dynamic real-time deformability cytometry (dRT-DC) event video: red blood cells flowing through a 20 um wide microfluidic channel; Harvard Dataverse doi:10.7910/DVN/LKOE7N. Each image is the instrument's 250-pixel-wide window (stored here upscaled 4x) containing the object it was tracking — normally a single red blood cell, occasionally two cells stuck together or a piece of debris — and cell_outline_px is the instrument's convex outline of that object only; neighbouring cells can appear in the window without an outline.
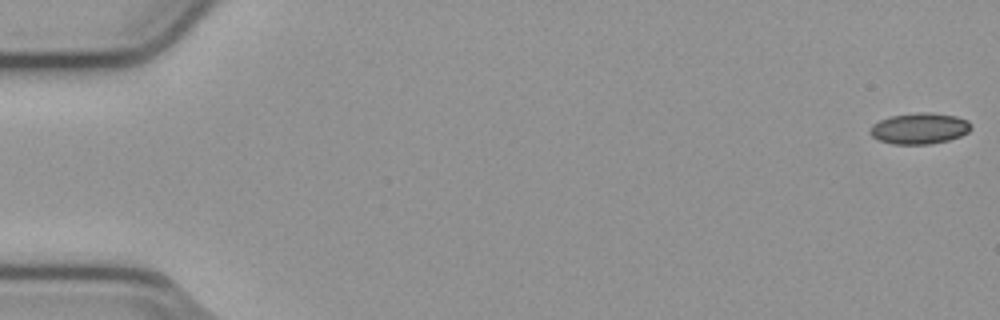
{"species": "common noctule bat (a hibernating species)", "species_latin": "Nyctalus noctula", "temperature_condition": "cold", "stored_images_in_passage": 55, "camera_frame_rate_fps": 3000, "um_per_image_px": 0.085, "animal": {"sex": "male", "body_mass_g": 23.1, "forearm_length_mm": 52.7}, "frame": {"image": 1, "passage_image": 1, "time_ms": 0.0, "image_size_px": [1000, 320], "cell_outline_px": [[972, 128], [968, 132], [960, 136], [948, 140], [928, 144], [892, 144], [880, 140], [872, 136], [868, 132], [868, 128], [872, 124], [880, 120], [892, 116], [920, 112], [928, 112], [956, 116], [968, 120], [972, 124]], "centroid_in_image_um": [78.15, 10.91], "position_along_channel_um": 6.8, "area_um2": 18.32}}
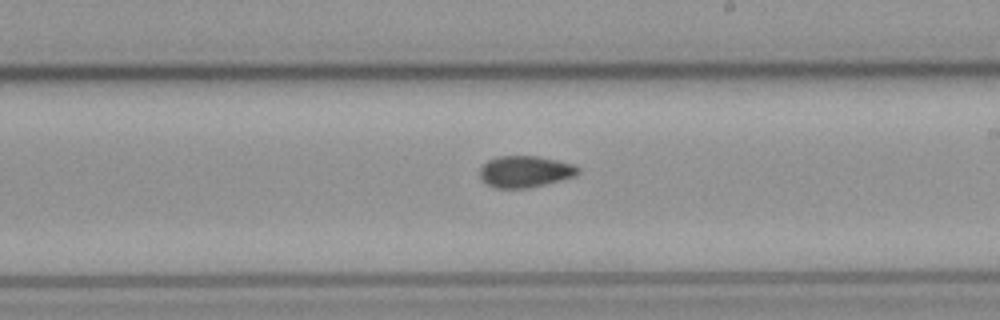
{"frame": {"image": 2, "passage_image": 32, "time_ms": 10.333, "image_size_px": [1000, 320], "cell_outline_px": [[580, 172], [572, 176], [560, 180], [544, 184], [524, 188], [492, 188], [480, 176], [480, 168], [488, 160], [496, 156], [536, 156], [556, 160], [572, 164], [580, 168]], "centroid_in_image_um": [44.6, 14.57], "position_along_channel_um": 244.4, "area_um2": 17.8}}
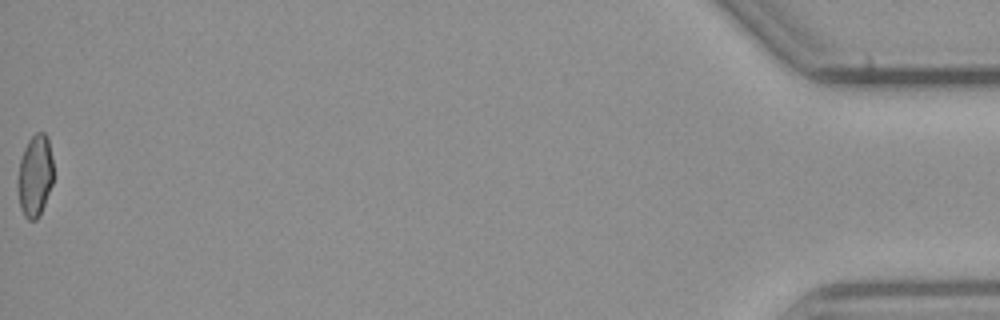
{"frame": {"image": 3, "passage_image": 55, "time_ms": 18.0, "image_size_px": [1000, 320], "cell_outline_px": [[52, 184], [40, 216], [36, 220], [28, 220], [24, 216], [20, 208], [16, 188], [16, 180], [20, 160], [24, 148], [28, 140], [36, 132], [44, 132], [48, 136], [52, 160]], "centroid_in_image_um": [2.94, 14.96], "position_along_channel_um": 432.3, "area_um2": 17.34}, "authors_computed_cell_mechanics": {"area_um2": 18.0336, "velocity_mm_per_s": 3.8124, "shape_relaxation_time_tau1_ms": null, "shape_relaxation_time_tau2_ms": 4.4536, "deformation_change_tau1": null, "deformation_change_tau2": 0.0747}}